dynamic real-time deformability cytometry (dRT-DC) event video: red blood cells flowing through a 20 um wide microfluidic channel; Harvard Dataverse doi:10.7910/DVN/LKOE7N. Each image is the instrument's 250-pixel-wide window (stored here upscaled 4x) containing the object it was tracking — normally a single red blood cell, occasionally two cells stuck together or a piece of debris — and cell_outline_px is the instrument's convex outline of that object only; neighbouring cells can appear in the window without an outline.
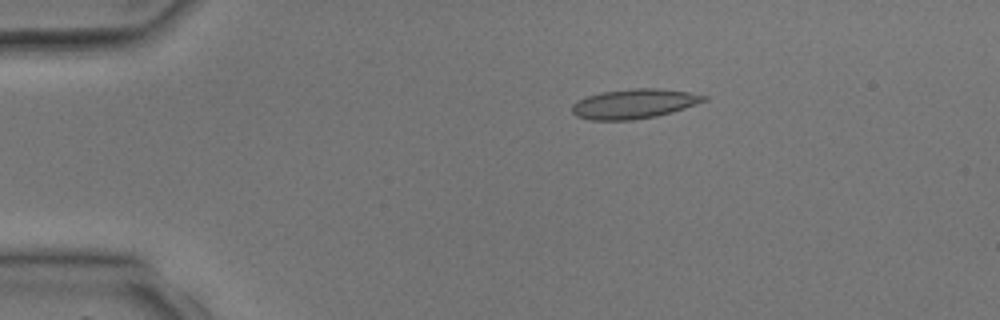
{"species": "common noctule bat (a hibernating species)", "species_latin": "Nyctalus noctula", "temperature_condition": "room temperature", "stored_images_in_passage": 3, "camera_frame_rate_fps": 3000, "um_per_image_px": 0.085, "animal": {"sex": "male", "body_mass_g": 17.9, "forearm_length_mm": 54.2}, "frame": {"image": 1, "passage_image": 2, "time_ms": 1.0, "image_size_px": [1000, 320], "cell_outline_px": [[708, 100], [672, 112], [656, 116], [628, 120], [592, 120], [576, 116], [572, 112], [572, 104], [588, 96], [600, 92], [632, 88], [656, 88], [688, 92], [708, 96]], "centroid_in_image_um": [53.9, 8.81], "position_along_channel_um": 31.1, "area_um2": 22.6}}